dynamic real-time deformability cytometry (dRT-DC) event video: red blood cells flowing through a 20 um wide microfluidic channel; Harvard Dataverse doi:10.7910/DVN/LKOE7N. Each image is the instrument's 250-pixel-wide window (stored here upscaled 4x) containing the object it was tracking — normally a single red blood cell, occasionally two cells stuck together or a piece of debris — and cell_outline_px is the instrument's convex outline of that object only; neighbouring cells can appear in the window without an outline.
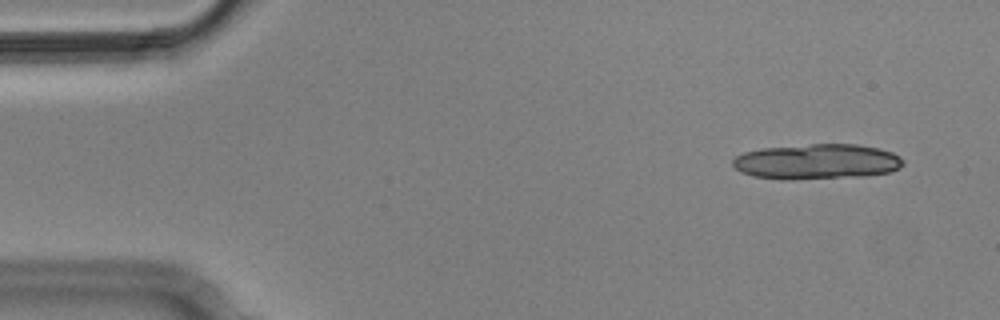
{"species": "Egyptian fruit bat (a non-hibernating species)", "species_latin": "Rousettus aegyptiacus", "temperature_condition": "cold", "stored_images_in_passage": 6, "camera_frame_rate_fps": 3000, "um_per_image_px": 0.085, "animal": {"sex": "male"}, "frame": {"image": 1, "passage_image": 2, "time_ms": 0.333, "image_size_px": [1000, 320], "cell_outline_px": [[904, 164], [900, 168], [888, 172], [860, 176], [780, 180], [752, 176], [740, 172], [732, 164], [732, 160], [736, 156], [744, 152], [760, 148], [812, 144], [856, 144], [876, 148], [892, 152], [900, 156], [904, 160]], "centroid_in_image_um": [69.4, 13.74], "position_along_channel_um": 15.6, "area_um2": 35.08}}